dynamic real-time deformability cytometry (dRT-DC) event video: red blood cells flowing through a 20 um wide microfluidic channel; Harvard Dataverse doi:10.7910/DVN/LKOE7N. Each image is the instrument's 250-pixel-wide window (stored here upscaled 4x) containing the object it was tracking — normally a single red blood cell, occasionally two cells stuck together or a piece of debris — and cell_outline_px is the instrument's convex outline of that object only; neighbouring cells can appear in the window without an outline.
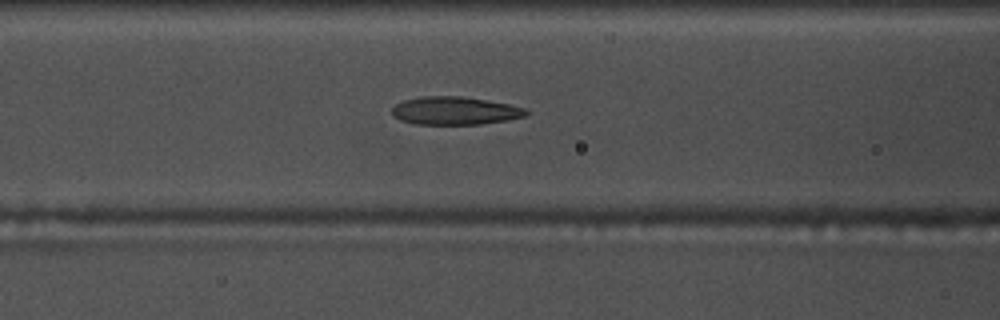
{"species": "common noctule bat (a hibernating species)", "species_latin": "Nyctalus noctula", "temperature_condition": "warm", "stored_images_in_passage": 52, "camera_frame_rate_fps": 3000, "um_per_image_px": 0.085, "animal": {"sex": "male", "body_mass_g": 17.5, "forearm_length_mm": 52.3}, "frame": {"image": 1, "passage_image": 23, "time_ms": 7.333, "image_size_px": [1000, 320], "cell_outline_px": [[528, 116], [508, 120], [480, 124], [412, 124], [400, 120], [392, 116], [392, 108], [396, 104], [404, 100], [420, 96], [460, 96], [508, 104], [524, 108], [528, 112]], "centroid_in_image_um": [38.64, 9.42], "position_along_channel_um": 128.0, "area_um2": 21.91}}
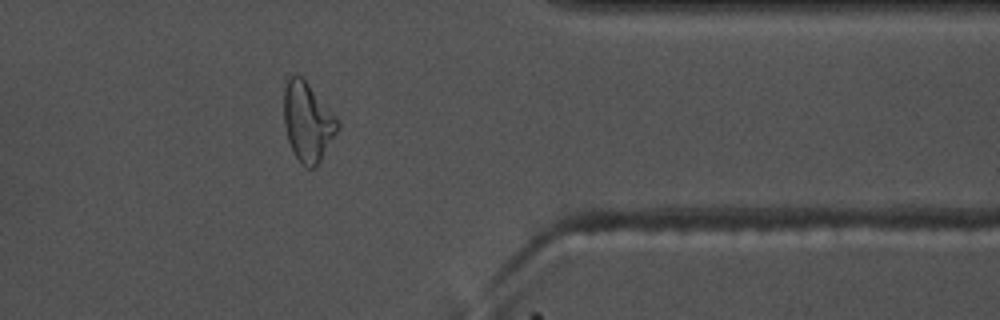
{"frame": {"image": 2, "passage_image": 45, "time_ms": 14.667, "image_size_px": [1000, 320], "cell_outline_px": [[340, 124], [336, 132], [320, 160], [312, 168], [308, 168], [296, 156], [288, 140], [284, 124], [284, 88], [288, 80], [292, 76], [300, 76], [308, 84], [336, 116]], "centroid_in_image_um": [26.14, 10.34], "position_along_channel_um": 385.3, "area_um2": 23.93}}